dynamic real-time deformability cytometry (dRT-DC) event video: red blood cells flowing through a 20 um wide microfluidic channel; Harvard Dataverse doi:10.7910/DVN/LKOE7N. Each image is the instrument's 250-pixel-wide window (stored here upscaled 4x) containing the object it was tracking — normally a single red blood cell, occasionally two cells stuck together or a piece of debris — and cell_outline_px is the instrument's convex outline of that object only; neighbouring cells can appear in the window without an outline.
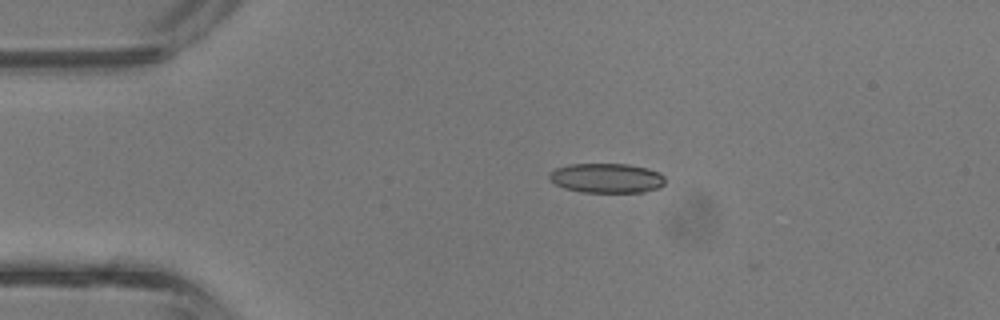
{"species": "common noctule bat (a hibernating species)", "species_latin": "Nyctalus noctula", "temperature_condition": "room temperature", "stored_images_in_passage": 5, "camera_frame_rate_fps": 3000, "um_per_image_px": 0.085, "animal": {"sex": "male", "body_mass_g": 13.3}, "frame": {"image": 1, "passage_image": 3, "time_ms": 0.667, "image_size_px": [1000, 320], "cell_outline_px": [[664, 184], [660, 188], [644, 192], [580, 192], [564, 188], [556, 184], [548, 176], [556, 168], [568, 164], [628, 164], [648, 168], [660, 172], [664, 176]], "centroid_in_image_um": [51.61, 15.14], "position_along_channel_um": 33.4, "area_um2": 20.06}}